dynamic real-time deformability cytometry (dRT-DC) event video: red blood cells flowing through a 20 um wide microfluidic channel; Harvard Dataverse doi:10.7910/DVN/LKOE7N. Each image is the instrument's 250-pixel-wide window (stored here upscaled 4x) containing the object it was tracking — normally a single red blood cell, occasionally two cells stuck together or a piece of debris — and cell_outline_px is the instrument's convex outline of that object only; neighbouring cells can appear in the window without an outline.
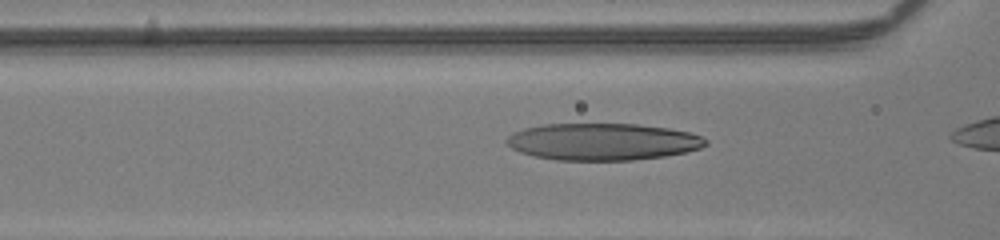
{"species": "human", "species_latin": "Homo sapiens", "temperature_condition": "room temperature", "stored_images_in_passage": 30, "camera_frame_rate_fps": 3000, "um_per_image_px": 0.085, "donor": {"sex": "male"}, "frame": {"image": 1, "passage_image": 25, "time_ms": 8.0, "image_size_px": [1000, 240], "cell_outline_px": [[708, 144], [700, 148], [684, 152], [664, 156], [632, 160], [556, 160], [536, 156], [520, 152], [512, 148], [504, 140], [512, 132], [524, 128], [540, 124], [636, 124], [668, 128], [688, 132], [700, 136], [708, 140]], "centroid_in_image_um": [51.2, 12.04], "position_along_channel_um": 115.4, "area_um2": 42.83}}
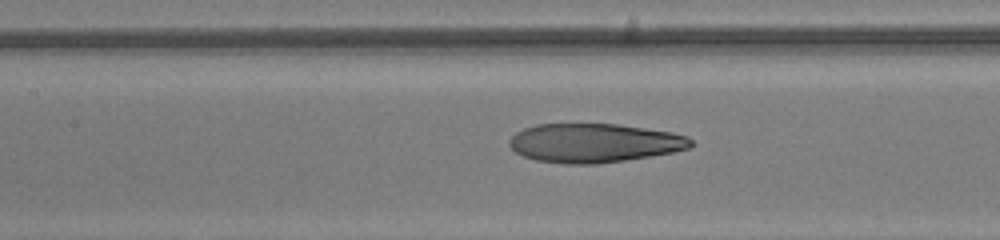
{"frame": {"image": 2, "passage_image": 28, "time_ms": 9.0, "image_size_px": [1000, 240], "cell_outline_px": [[696, 144], [688, 148], [672, 152], [624, 160], [592, 164], [568, 164], [536, 160], [524, 156], [516, 152], [508, 144], [508, 140], [516, 132], [524, 128], [536, 124], [620, 124], [672, 132], [688, 136]], "centroid_in_image_um": [50.51, 12.14], "position_along_channel_um": 156.9, "area_um2": 41.15}}